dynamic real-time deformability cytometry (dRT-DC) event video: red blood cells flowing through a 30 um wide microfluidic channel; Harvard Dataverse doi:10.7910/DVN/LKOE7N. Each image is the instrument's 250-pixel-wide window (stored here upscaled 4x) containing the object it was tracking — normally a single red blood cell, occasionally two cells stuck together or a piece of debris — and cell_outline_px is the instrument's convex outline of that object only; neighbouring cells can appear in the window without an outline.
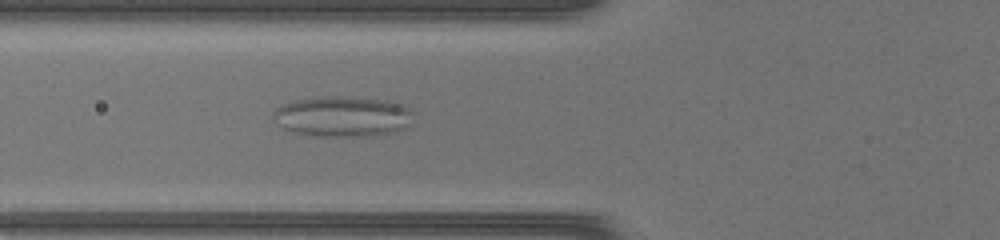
{"species": "common noctule bat (a hibernating species)", "species_latin": "Nyctalus noctula", "temperature_condition": "warm", "stored_images_in_passage": 45, "camera_frame_rate_fps": 3000, "um_per_image_px": 0.085, "animal": {"sex": "female", "body_mass_g": 17.0, "forearm_length_mm": 48.0}, "frame": {"image": 1, "passage_image": 16, "time_ms": 5.0, "image_size_px": [1000, 240], "cell_outline_px": [[412, 112], [400, 128], [388, 132], [360, 136], [324, 136], [296, 132], [284, 128], [272, 120], [272, 112], [280, 104], [296, 100], [328, 96], [352, 96], [384, 100], [396, 104]], "centroid_in_image_um": [28.94, 9.87], "position_along_channel_um": 96.9, "area_um2": 31.96}}
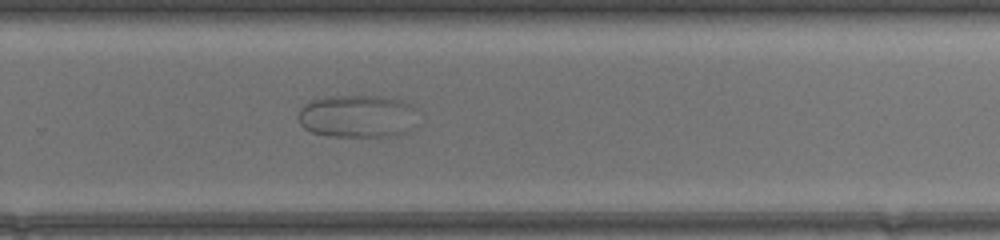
{"frame": {"image": 2, "passage_image": 30, "time_ms": 9.667, "image_size_px": [1000, 240], "cell_outline_px": [[408, 128], [404, 132], [396, 136], [328, 136], [312, 132], [304, 128], [300, 124], [300, 108], [304, 104], [312, 100], [324, 96], [380, 96], [400, 100], [408, 104]], "centroid_in_image_um": [30.19, 9.88], "position_along_channel_um": 299.6, "area_um2": 28.61}}
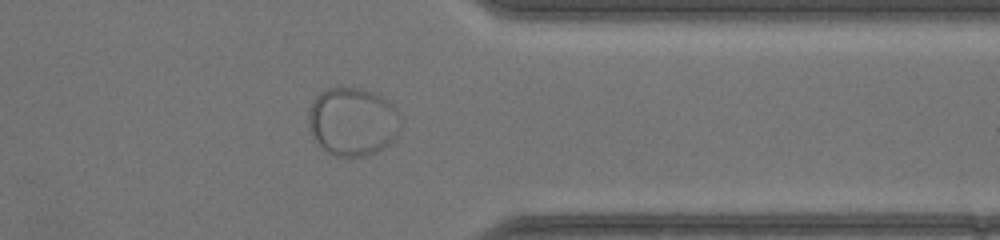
{"frame": {"image": 3, "passage_image": 36, "time_ms": 11.667, "image_size_px": [1000, 240], "cell_outline_px": [[400, 128], [396, 136], [388, 144], [376, 152], [368, 156], [336, 156], [328, 152], [316, 144], [308, 124], [308, 112], [316, 96], [324, 88], [360, 88], [372, 92], [388, 100], [396, 108], [400, 116]], "centroid_in_image_um": [29.96, 10.34], "position_along_channel_um": 381.4, "area_um2": 36.82}}